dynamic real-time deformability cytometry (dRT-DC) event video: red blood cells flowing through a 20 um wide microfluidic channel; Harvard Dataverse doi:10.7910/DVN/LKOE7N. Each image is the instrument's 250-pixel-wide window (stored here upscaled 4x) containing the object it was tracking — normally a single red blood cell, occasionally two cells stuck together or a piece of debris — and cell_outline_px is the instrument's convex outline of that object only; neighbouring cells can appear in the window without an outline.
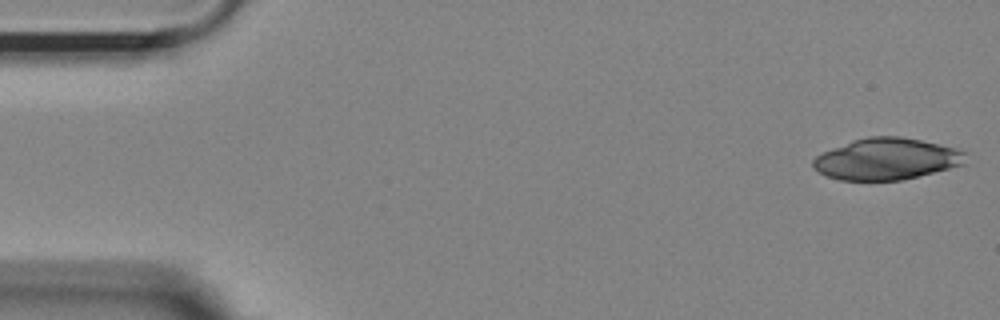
{"species": "Egyptian fruit bat (a non-hibernating species)", "species_latin": "Rousettus aegyptiacus", "temperature_condition": "room temperature", "stored_images_in_passage": 13, "camera_frame_rate_fps": 3000, "um_per_image_px": 0.085, "animal": {"sex": "female"}, "frame": {"image": 1, "passage_image": 1, "time_ms": 0.0, "image_size_px": [1000, 320], "cell_outline_px": [[964, 164], [900, 180], [840, 180], [824, 176], [812, 164], [812, 160], [816, 156], [832, 148], [852, 140], [868, 136], [900, 136], [920, 140], [956, 148], [964, 152]], "centroid_in_image_um": [75.31, 13.5], "position_along_channel_um": 9.7, "area_um2": 36.47}}